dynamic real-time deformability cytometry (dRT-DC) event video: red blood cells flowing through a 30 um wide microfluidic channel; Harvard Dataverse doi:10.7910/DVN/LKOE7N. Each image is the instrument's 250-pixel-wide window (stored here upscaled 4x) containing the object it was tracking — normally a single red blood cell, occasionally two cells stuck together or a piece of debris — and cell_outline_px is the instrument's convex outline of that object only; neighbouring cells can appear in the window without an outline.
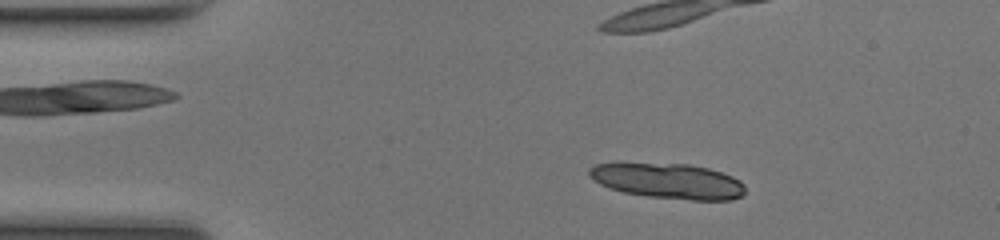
{"species": "common noctule bat (a hibernating species)", "species_latin": "Nyctalus noctula", "temperature_condition": "room temperature", "stored_images_in_passage": 44, "camera_frame_rate_fps": 3000, "um_per_image_px": 0.085, "animal": {"sex": "female", "body_mass_g": 17.0, "forearm_length_mm": 48.0}, "frame": {"image": 1, "passage_image": 7, "time_ms": 2.0, "image_size_px": [1000, 240], "cell_outline_px": [[744, 192], [740, 196], [732, 200], [692, 200], [648, 196], [624, 192], [608, 188], [600, 184], [588, 176], [588, 168], [596, 164], [612, 160], [616, 160], [688, 164], [708, 168], [732, 176], [740, 180], [744, 184]], "centroid_in_image_um": [56.67, 15.33], "position_along_channel_um": 28.3, "area_um2": 33.18}, "authors_computed_cell_mechanics": {"area_um2": 19.1318, "velocity_mm_per_s": 4.1559, "shape_relaxation_time_tau1_ms": null, "shape_relaxation_time_tau2_ms": 1.5697, "deformation_change_tau1": null, "deformation_change_tau2": 0.065}}